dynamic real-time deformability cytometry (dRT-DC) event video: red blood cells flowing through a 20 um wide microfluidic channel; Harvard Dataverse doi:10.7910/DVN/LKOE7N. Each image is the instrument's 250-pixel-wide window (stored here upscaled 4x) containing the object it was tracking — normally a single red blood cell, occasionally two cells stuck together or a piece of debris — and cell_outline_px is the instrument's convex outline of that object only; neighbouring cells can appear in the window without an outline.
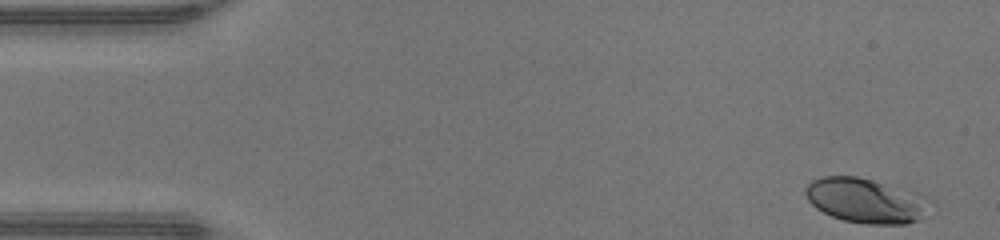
{"species": "human", "species_latin": "Homo sapiens", "temperature_condition": "warm", "stored_images_in_passage": 46, "camera_frame_rate_fps": 3000, "um_per_image_px": 0.085, "donor": {"sex": "male"}, "frame": {"image": 1, "passage_image": 1, "time_ms": 0.0, "image_size_px": [1000, 240], "cell_outline_px": [[932, 200], [920, 220], [904, 224], [864, 224], [844, 220], [832, 216], [816, 208], [808, 200], [804, 192], [804, 188], [812, 180], [824, 176], [856, 176], [872, 180], [916, 192], [928, 196]], "centroid_in_image_um": [73.6, 17.05], "position_along_channel_um": 11.4, "area_um2": 32.54}}
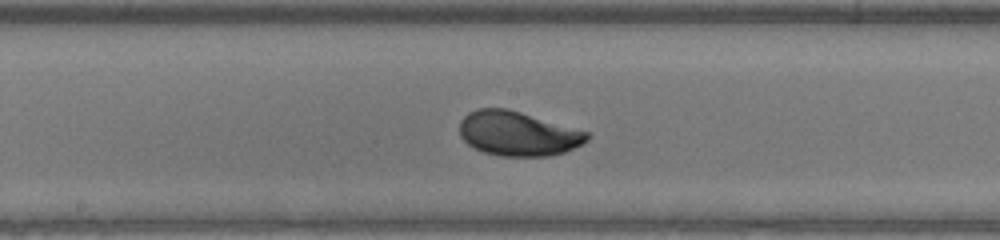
{"frame": {"image": 2, "passage_image": 23, "time_ms": 7.333, "image_size_px": [1000, 240], "cell_outline_px": [[592, 136], [588, 140], [564, 152], [548, 156], [500, 156], [484, 152], [472, 148], [460, 136], [460, 120], [468, 112], [476, 108], [508, 108], [592, 132]], "centroid_in_image_um": [44.04, 11.34], "position_along_channel_um": 204.2, "area_um2": 33.47}}
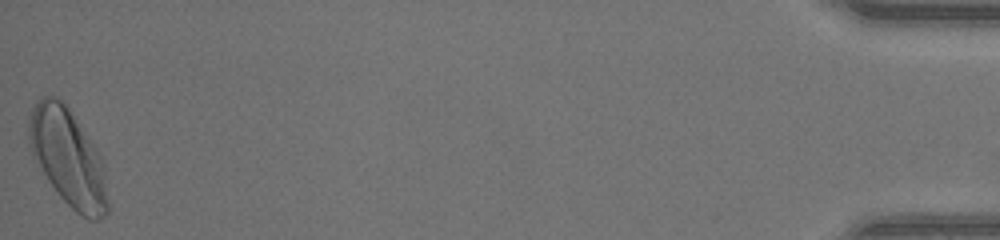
{"frame": {"image": 3, "passage_image": 46, "time_ms": 15.0, "image_size_px": [1000, 240], "cell_outline_px": [[108, 212], [104, 216], [96, 220], [88, 220], [80, 216], [60, 196], [48, 180], [32, 156], [28, 144], [28, 120], [32, 108], [36, 100], [44, 96], [56, 96], [68, 108], [100, 156], [104, 164], [108, 204]], "centroid_in_image_um": [5.76, 13.42], "position_along_channel_um": 429.4, "area_um2": 44.33}, "authors_computed_cell_mechanics": {"area_um2": 32.8015, "velocity_mm_per_s": 4.3592, "shape_relaxation_time_tau1_ms": 2.0991, "shape_relaxation_time_tau2_ms": null, "deformation_change_tau1": 0.135, "deformation_change_tau2": null}}